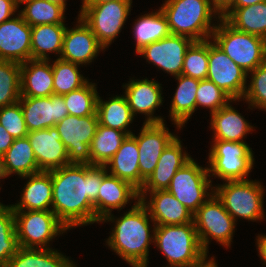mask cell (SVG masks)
<instances>
[{
	"instance_id": "obj_44",
	"label": "cell",
	"mask_w": 266,
	"mask_h": 267,
	"mask_svg": "<svg viewBox=\"0 0 266 267\" xmlns=\"http://www.w3.org/2000/svg\"><path fill=\"white\" fill-rule=\"evenodd\" d=\"M0 124L14 139L27 137L28 130L19 102L0 107Z\"/></svg>"
},
{
	"instance_id": "obj_46",
	"label": "cell",
	"mask_w": 266,
	"mask_h": 267,
	"mask_svg": "<svg viewBox=\"0 0 266 267\" xmlns=\"http://www.w3.org/2000/svg\"><path fill=\"white\" fill-rule=\"evenodd\" d=\"M14 138L0 124V155H4L14 142Z\"/></svg>"
},
{
	"instance_id": "obj_14",
	"label": "cell",
	"mask_w": 266,
	"mask_h": 267,
	"mask_svg": "<svg viewBox=\"0 0 266 267\" xmlns=\"http://www.w3.org/2000/svg\"><path fill=\"white\" fill-rule=\"evenodd\" d=\"M193 42L191 38L170 34L145 46L137 54L146 58L148 63L177 77L182 74L185 53Z\"/></svg>"
},
{
	"instance_id": "obj_30",
	"label": "cell",
	"mask_w": 266,
	"mask_h": 267,
	"mask_svg": "<svg viewBox=\"0 0 266 267\" xmlns=\"http://www.w3.org/2000/svg\"><path fill=\"white\" fill-rule=\"evenodd\" d=\"M175 78L178 86L169 112L171 121L177 129H181L196 110V91L200 80L182 74Z\"/></svg>"
},
{
	"instance_id": "obj_43",
	"label": "cell",
	"mask_w": 266,
	"mask_h": 267,
	"mask_svg": "<svg viewBox=\"0 0 266 267\" xmlns=\"http://www.w3.org/2000/svg\"><path fill=\"white\" fill-rule=\"evenodd\" d=\"M251 76L250 84L242 97L249 107L266 110V61L247 73Z\"/></svg>"
},
{
	"instance_id": "obj_19",
	"label": "cell",
	"mask_w": 266,
	"mask_h": 267,
	"mask_svg": "<svg viewBox=\"0 0 266 267\" xmlns=\"http://www.w3.org/2000/svg\"><path fill=\"white\" fill-rule=\"evenodd\" d=\"M192 157L183 152L181 141L176 136L162 152L154 172L144 181L138 191L139 199H146L147 193L166 190L176 172Z\"/></svg>"
},
{
	"instance_id": "obj_25",
	"label": "cell",
	"mask_w": 266,
	"mask_h": 267,
	"mask_svg": "<svg viewBox=\"0 0 266 267\" xmlns=\"http://www.w3.org/2000/svg\"><path fill=\"white\" fill-rule=\"evenodd\" d=\"M105 166L108 174L129 182L138 191L144 184L145 180L140 176L139 171L138 145L132 135L126 137Z\"/></svg>"
},
{
	"instance_id": "obj_10",
	"label": "cell",
	"mask_w": 266,
	"mask_h": 267,
	"mask_svg": "<svg viewBox=\"0 0 266 267\" xmlns=\"http://www.w3.org/2000/svg\"><path fill=\"white\" fill-rule=\"evenodd\" d=\"M210 177L208 167L203 168L191 158L176 172L167 190L194 214L214 194Z\"/></svg>"
},
{
	"instance_id": "obj_40",
	"label": "cell",
	"mask_w": 266,
	"mask_h": 267,
	"mask_svg": "<svg viewBox=\"0 0 266 267\" xmlns=\"http://www.w3.org/2000/svg\"><path fill=\"white\" fill-rule=\"evenodd\" d=\"M18 249L14 211L11 205L0 202V265H6Z\"/></svg>"
},
{
	"instance_id": "obj_2",
	"label": "cell",
	"mask_w": 266,
	"mask_h": 267,
	"mask_svg": "<svg viewBox=\"0 0 266 267\" xmlns=\"http://www.w3.org/2000/svg\"><path fill=\"white\" fill-rule=\"evenodd\" d=\"M134 203L124 216L114 219L111 213L100 222H115L106 243L120 258L132 267H147L149 245L154 243V233L150 234L149 221H153L140 200Z\"/></svg>"
},
{
	"instance_id": "obj_48",
	"label": "cell",
	"mask_w": 266,
	"mask_h": 267,
	"mask_svg": "<svg viewBox=\"0 0 266 267\" xmlns=\"http://www.w3.org/2000/svg\"><path fill=\"white\" fill-rule=\"evenodd\" d=\"M256 239L259 256L266 265V235H258Z\"/></svg>"
},
{
	"instance_id": "obj_13",
	"label": "cell",
	"mask_w": 266,
	"mask_h": 267,
	"mask_svg": "<svg viewBox=\"0 0 266 267\" xmlns=\"http://www.w3.org/2000/svg\"><path fill=\"white\" fill-rule=\"evenodd\" d=\"M247 72L239 67L222 49L208 39L207 80L215 83L233 100L242 99L247 87Z\"/></svg>"
},
{
	"instance_id": "obj_29",
	"label": "cell",
	"mask_w": 266,
	"mask_h": 267,
	"mask_svg": "<svg viewBox=\"0 0 266 267\" xmlns=\"http://www.w3.org/2000/svg\"><path fill=\"white\" fill-rule=\"evenodd\" d=\"M96 114L100 125L120 130L128 136L133 134L127 129L130 123L132 124L134 116L125 95H116L108 101H103L98 95Z\"/></svg>"
},
{
	"instance_id": "obj_18",
	"label": "cell",
	"mask_w": 266,
	"mask_h": 267,
	"mask_svg": "<svg viewBox=\"0 0 266 267\" xmlns=\"http://www.w3.org/2000/svg\"><path fill=\"white\" fill-rule=\"evenodd\" d=\"M77 23L74 28H66L62 51L58 58L82 66L91 63L105 48L80 17H78Z\"/></svg>"
},
{
	"instance_id": "obj_52",
	"label": "cell",
	"mask_w": 266,
	"mask_h": 267,
	"mask_svg": "<svg viewBox=\"0 0 266 267\" xmlns=\"http://www.w3.org/2000/svg\"><path fill=\"white\" fill-rule=\"evenodd\" d=\"M5 177H8V174L5 169L4 157L0 155V179Z\"/></svg>"
},
{
	"instance_id": "obj_51",
	"label": "cell",
	"mask_w": 266,
	"mask_h": 267,
	"mask_svg": "<svg viewBox=\"0 0 266 267\" xmlns=\"http://www.w3.org/2000/svg\"><path fill=\"white\" fill-rule=\"evenodd\" d=\"M110 1H116V0H83L81 6H92L96 4H101L104 2H110ZM120 1H131L132 0H120Z\"/></svg>"
},
{
	"instance_id": "obj_49",
	"label": "cell",
	"mask_w": 266,
	"mask_h": 267,
	"mask_svg": "<svg viewBox=\"0 0 266 267\" xmlns=\"http://www.w3.org/2000/svg\"><path fill=\"white\" fill-rule=\"evenodd\" d=\"M234 0H210L212 6L220 15L233 3Z\"/></svg>"
},
{
	"instance_id": "obj_15",
	"label": "cell",
	"mask_w": 266,
	"mask_h": 267,
	"mask_svg": "<svg viewBox=\"0 0 266 267\" xmlns=\"http://www.w3.org/2000/svg\"><path fill=\"white\" fill-rule=\"evenodd\" d=\"M139 150L140 176L146 180L153 172L164 149L176 137L169 132L165 123H143L140 133L136 136Z\"/></svg>"
},
{
	"instance_id": "obj_24",
	"label": "cell",
	"mask_w": 266,
	"mask_h": 267,
	"mask_svg": "<svg viewBox=\"0 0 266 267\" xmlns=\"http://www.w3.org/2000/svg\"><path fill=\"white\" fill-rule=\"evenodd\" d=\"M50 60L30 59L21 66V97H50L54 95Z\"/></svg>"
},
{
	"instance_id": "obj_35",
	"label": "cell",
	"mask_w": 266,
	"mask_h": 267,
	"mask_svg": "<svg viewBox=\"0 0 266 267\" xmlns=\"http://www.w3.org/2000/svg\"><path fill=\"white\" fill-rule=\"evenodd\" d=\"M127 136L125 132L98 124L90 144L91 165L105 166Z\"/></svg>"
},
{
	"instance_id": "obj_20",
	"label": "cell",
	"mask_w": 266,
	"mask_h": 267,
	"mask_svg": "<svg viewBox=\"0 0 266 267\" xmlns=\"http://www.w3.org/2000/svg\"><path fill=\"white\" fill-rule=\"evenodd\" d=\"M27 138L40 171H51L69 165L67 149L55 126L30 131Z\"/></svg>"
},
{
	"instance_id": "obj_9",
	"label": "cell",
	"mask_w": 266,
	"mask_h": 267,
	"mask_svg": "<svg viewBox=\"0 0 266 267\" xmlns=\"http://www.w3.org/2000/svg\"><path fill=\"white\" fill-rule=\"evenodd\" d=\"M19 247L47 249L49 242L68 229L52 211H14Z\"/></svg>"
},
{
	"instance_id": "obj_16",
	"label": "cell",
	"mask_w": 266,
	"mask_h": 267,
	"mask_svg": "<svg viewBox=\"0 0 266 267\" xmlns=\"http://www.w3.org/2000/svg\"><path fill=\"white\" fill-rule=\"evenodd\" d=\"M19 103L28 132L54 127L69 115L62 95L21 97Z\"/></svg>"
},
{
	"instance_id": "obj_27",
	"label": "cell",
	"mask_w": 266,
	"mask_h": 267,
	"mask_svg": "<svg viewBox=\"0 0 266 267\" xmlns=\"http://www.w3.org/2000/svg\"><path fill=\"white\" fill-rule=\"evenodd\" d=\"M230 103L210 115L213 140L245 142L243 138L253 131L254 127Z\"/></svg>"
},
{
	"instance_id": "obj_31",
	"label": "cell",
	"mask_w": 266,
	"mask_h": 267,
	"mask_svg": "<svg viewBox=\"0 0 266 267\" xmlns=\"http://www.w3.org/2000/svg\"><path fill=\"white\" fill-rule=\"evenodd\" d=\"M65 24H43L31 27L32 59L48 60L47 53L61 54Z\"/></svg>"
},
{
	"instance_id": "obj_32",
	"label": "cell",
	"mask_w": 266,
	"mask_h": 267,
	"mask_svg": "<svg viewBox=\"0 0 266 267\" xmlns=\"http://www.w3.org/2000/svg\"><path fill=\"white\" fill-rule=\"evenodd\" d=\"M6 267H77L75 262L55 249H35L19 247L9 259Z\"/></svg>"
},
{
	"instance_id": "obj_36",
	"label": "cell",
	"mask_w": 266,
	"mask_h": 267,
	"mask_svg": "<svg viewBox=\"0 0 266 267\" xmlns=\"http://www.w3.org/2000/svg\"><path fill=\"white\" fill-rule=\"evenodd\" d=\"M26 6L19 11L23 19L32 27L43 24H64L65 8L45 0H19Z\"/></svg>"
},
{
	"instance_id": "obj_34",
	"label": "cell",
	"mask_w": 266,
	"mask_h": 267,
	"mask_svg": "<svg viewBox=\"0 0 266 267\" xmlns=\"http://www.w3.org/2000/svg\"><path fill=\"white\" fill-rule=\"evenodd\" d=\"M3 157L8 176L15 173L20 177H24L40 172L27 137L15 139Z\"/></svg>"
},
{
	"instance_id": "obj_26",
	"label": "cell",
	"mask_w": 266,
	"mask_h": 267,
	"mask_svg": "<svg viewBox=\"0 0 266 267\" xmlns=\"http://www.w3.org/2000/svg\"><path fill=\"white\" fill-rule=\"evenodd\" d=\"M130 200H140L138 190L129 182L107 174L98 193V222L111 214L112 209H123Z\"/></svg>"
},
{
	"instance_id": "obj_38",
	"label": "cell",
	"mask_w": 266,
	"mask_h": 267,
	"mask_svg": "<svg viewBox=\"0 0 266 267\" xmlns=\"http://www.w3.org/2000/svg\"><path fill=\"white\" fill-rule=\"evenodd\" d=\"M20 63L0 60V107L13 105L21 98Z\"/></svg>"
},
{
	"instance_id": "obj_50",
	"label": "cell",
	"mask_w": 266,
	"mask_h": 267,
	"mask_svg": "<svg viewBox=\"0 0 266 267\" xmlns=\"http://www.w3.org/2000/svg\"><path fill=\"white\" fill-rule=\"evenodd\" d=\"M265 0H234L228 8H242L250 5L257 4Z\"/></svg>"
},
{
	"instance_id": "obj_42",
	"label": "cell",
	"mask_w": 266,
	"mask_h": 267,
	"mask_svg": "<svg viewBox=\"0 0 266 267\" xmlns=\"http://www.w3.org/2000/svg\"><path fill=\"white\" fill-rule=\"evenodd\" d=\"M233 101L241 100H233L212 81L200 80L196 91V109L199 106L209 108L211 114Z\"/></svg>"
},
{
	"instance_id": "obj_22",
	"label": "cell",
	"mask_w": 266,
	"mask_h": 267,
	"mask_svg": "<svg viewBox=\"0 0 266 267\" xmlns=\"http://www.w3.org/2000/svg\"><path fill=\"white\" fill-rule=\"evenodd\" d=\"M150 200L140 199L155 225H183L193 221V214L167 189L149 192Z\"/></svg>"
},
{
	"instance_id": "obj_17",
	"label": "cell",
	"mask_w": 266,
	"mask_h": 267,
	"mask_svg": "<svg viewBox=\"0 0 266 267\" xmlns=\"http://www.w3.org/2000/svg\"><path fill=\"white\" fill-rule=\"evenodd\" d=\"M32 59L31 26L19 13L0 24V60L27 62Z\"/></svg>"
},
{
	"instance_id": "obj_1",
	"label": "cell",
	"mask_w": 266,
	"mask_h": 267,
	"mask_svg": "<svg viewBox=\"0 0 266 267\" xmlns=\"http://www.w3.org/2000/svg\"><path fill=\"white\" fill-rule=\"evenodd\" d=\"M106 166L69 164L51 170L52 212L67 228L98 223V193Z\"/></svg>"
},
{
	"instance_id": "obj_5",
	"label": "cell",
	"mask_w": 266,
	"mask_h": 267,
	"mask_svg": "<svg viewBox=\"0 0 266 267\" xmlns=\"http://www.w3.org/2000/svg\"><path fill=\"white\" fill-rule=\"evenodd\" d=\"M152 233L154 244L167 259L168 267H187L204 253L193 221L183 225H155Z\"/></svg>"
},
{
	"instance_id": "obj_11",
	"label": "cell",
	"mask_w": 266,
	"mask_h": 267,
	"mask_svg": "<svg viewBox=\"0 0 266 267\" xmlns=\"http://www.w3.org/2000/svg\"><path fill=\"white\" fill-rule=\"evenodd\" d=\"M131 1H110L92 6H81L78 17L92 30L106 49L123 28L131 11Z\"/></svg>"
},
{
	"instance_id": "obj_28",
	"label": "cell",
	"mask_w": 266,
	"mask_h": 267,
	"mask_svg": "<svg viewBox=\"0 0 266 267\" xmlns=\"http://www.w3.org/2000/svg\"><path fill=\"white\" fill-rule=\"evenodd\" d=\"M221 18L238 31L266 40V0L247 7L227 8Z\"/></svg>"
},
{
	"instance_id": "obj_33",
	"label": "cell",
	"mask_w": 266,
	"mask_h": 267,
	"mask_svg": "<svg viewBox=\"0 0 266 267\" xmlns=\"http://www.w3.org/2000/svg\"><path fill=\"white\" fill-rule=\"evenodd\" d=\"M135 21L132 31L136 40L135 53L171 34L167 18L160 8L155 12L142 15Z\"/></svg>"
},
{
	"instance_id": "obj_23",
	"label": "cell",
	"mask_w": 266,
	"mask_h": 267,
	"mask_svg": "<svg viewBox=\"0 0 266 267\" xmlns=\"http://www.w3.org/2000/svg\"><path fill=\"white\" fill-rule=\"evenodd\" d=\"M21 193V200L12 204L13 211H52L53 183L51 171H40L28 176Z\"/></svg>"
},
{
	"instance_id": "obj_7",
	"label": "cell",
	"mask_w": 266,
	"mask_h": 267,
	"mask_svg": "<svg viewBox=\"0 0 266 267\" xmlns=\"http://www.w3.org/2000/svg\"><path fill=\"white\" fill-rule=\"evenodd\" d=\"M252 149L245 142L213 140L208 173L224 181L247 180L254 165Z\"/></svg>"
},
{
	"instance_id": "obj_12",
	"label": "cell",
	"mask_w": 266,
	"mask_h": 267,
	"mask_svg": "<svg viewBox=\"0 0 266 267\" xmlns=\"http://www.w3.org/2000/svg\"><path fill=\"white\" fill-rule=\"evenodd\" d=\"M97 115H67L55 124L68 152L69 164L91 165L90 144L98 126Z\"/></svg>"
},
{
	"instance_id": "obj_8",
	"label": "cell",
	"mask_w": 266,
	"mask_h": 267,
	"mask_svg": "<svg viewBox=\"0 0 266 267\" xmlns=\"http://www.w3.org/2000/svg\"><path fill=\"white\" fill-rule=\"evenodd\" d=\"M193 222L204 252L208 253L210 239L227 248L231 246L237 223L215 193L193 214Z\"/></svg>"
},
{
	"instance_id": "obj_39",
	"label": "cell",
	"mask_w": 266,
	"mask_h": 267,
	"mask_svg": "<svg viewBox=\"0 0 266 267\" xmlns=\"http://www.w3.org/2000/svg\"><path fill=\"white\" fill-rule=\"evenodd\" d=\"M97 85L87 82L81 88L62 95L69 112V115L84 117L96 114L97 106Z\"/></svg>"
},
{
	"instance_id": "obj_4",
	"label": "cell",
	"mask_w": 266,
	"mask_h": 267,
	"mask_svg": "<svg viewBox=\"0 0 266 267\" xmlns=\"http://www.w3.org/2000/svg\"><path fill=\"white\" fill-rule=\"evenodd\" d=\"M211 36L222 51L247 73L266 61V40L241 32L220 18Z\"/></svg>"
},
{
	"instance_id": "obj_6",
	"label": "cell",
	"mask_w": 266,
	"mask_h": 267,
	"mask_svg": "<svg viewBox=\"0 0 266 267\" xmlns=\"http://www.w3.org/2000/svg\"><path fill=\"white\" fill-rule=\"evenodd\" d=\"M224 182L215 185L214 193L235 222L238 217L253 222L264 219V188L259 181L247 179Z\"/></svg>"
},
{
	"instance_id": "obj_37",
	"label": "cell",
	"mask_w": 266,
	"mask_h": 267,
	"mask_svg": "<svg viewBox=\"0 0 266 267\" xmlns=\"http://www.w3.org/2000/svg\"><path fill=\"white\" fill-rule=\"evenodd\" d=\"M54 95H65L84 86L88 80L80 74L79 64L67 62L60 58L53 61Z\"/></svg>"
},
{
	"instance_id": "obj_53",
	"label": "cell",
	"mask_w": 266,
	"mask_h": 267,
	"mask_svg": "<svg viewBox=\"0 0 266 267\" xmlns=\"http://www.w3.org/2000/svg\"><path fill=\"white\" fill-rule=\"evenodd\" d=\"M45 1L59 4L66 9V0H45Z\"/></svg>"
},
{
	"instance_id": "obj_41",
	"label": "cell",
	"mask_w": 266,
	"mask_h": 267,
	"mask_svg": "<svg viewBox=\"0 0 266 267\" xmlns=\"http://www.w3.org/2000/svg\"><path fill=\"white\" fill-rule=\"evenodd\" d=\"M208 73V40L194 41L184 57L182 75L205 80Z\"/></svg>"
},
{
	"instance_id": "obj_47",
	"label": "cell",
	"mask_w": 266,
	"mask_h": 267,
	"mask_svg": "<svg viewBox=\"0 0 266 267\" xmlns=\"http://www.w3.org/2000/svg\"><path fill=\"white\" fill-rule=\"evenodd\" d=\"M207 257V252H204L197 260H195L187 267H218L214 257L210 258L209 260H207Z\"/></svg>"
},
{
	"instance_id": "obj_21",
	"label": "cell",
	"mask_w": 266,
	"mask_h": 267,
	"mask_svg": "<svg viewBox=\"0 0 266 267\" xmlns=\"http://www.w3.org/2000/svg\"><path fill=\"white\" fill-rule=\"evenodd\" d=\"M124 95L127 98L133 116L137 113L144 114L147 118L144 123H162L165 120L160 116H154L155 110L163 105L161 84L154 79H131L123 85Z\"/></svg>"
},
{
	"instance_id": "obj_3",
	"label": "cell",
	"mask_w": 266,
	"mask_h": 267,
	"mask_svg": "<svg viewBox=\"0 0 266 267\" xmlns=\"http://www.w3.org/2000/svg\"><path fill=\"white\" fill-rule=\"evenodd\" d=\"M160 9L167 18L171 34L193 41L211 40L217 26L211 24L212 18H221L210 0H165Z\"/></svg>"
},
{
	"instance_id": "obj_45",
	"label": "cell",
	"mask_w": 266,
	"mask_h": 267,
	"mask_svg": "<svg viewBox=\"0 0 266 267\" xmlns=\"http://www.w3.org/2000/svg\"><path fill=\"white\" fill-rule=\"evenodd\" d=\"M19 6V0H0V24L11 19Z\"/></svg>"
}]
</instances>
